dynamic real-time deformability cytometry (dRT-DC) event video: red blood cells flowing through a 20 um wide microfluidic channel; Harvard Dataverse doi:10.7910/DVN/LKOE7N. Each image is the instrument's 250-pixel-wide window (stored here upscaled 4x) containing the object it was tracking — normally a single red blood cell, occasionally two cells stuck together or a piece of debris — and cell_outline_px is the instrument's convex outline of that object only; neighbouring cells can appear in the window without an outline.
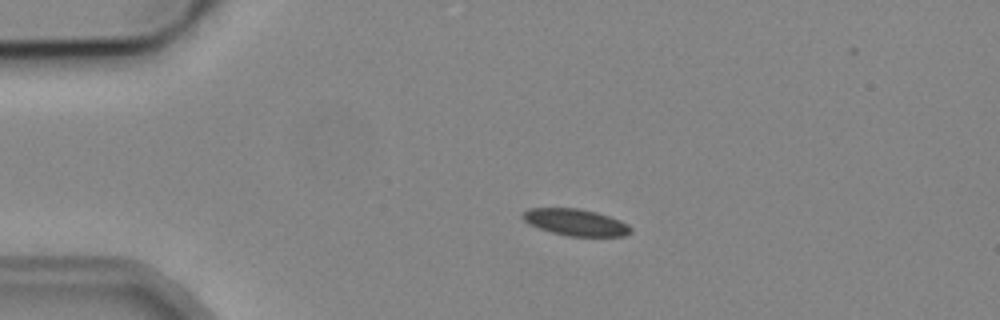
{"species": "common noctule bat (a hibernating species)", "species_latin": "Nyctalus noctula", "temperature_condition": "cold", "stored_images_in_passage": 3, "camera_frame_rate_fps": 3000, "um_per_image_px": 0.085, "animal": {"sex": "male", "body_mass_g": 19.2, "forearm_length_mm": 51.8}, "frame": {"image": 1, "passage_image": 2, "time_ms": 2.0, "image_size_px": [1000, 320], "cell_outline_px": [[632, 232], [624, 236], [568, 236], [552, 232], [528, 224], [520, 216], [528, 208], [576, 208], [596, 212], [620, 220], [628, 224], [632, 228]], "centroid_in_image_um": [48.93, 18.89], "position_along_channel_um": 36.1, "area_um2": 16.76}}
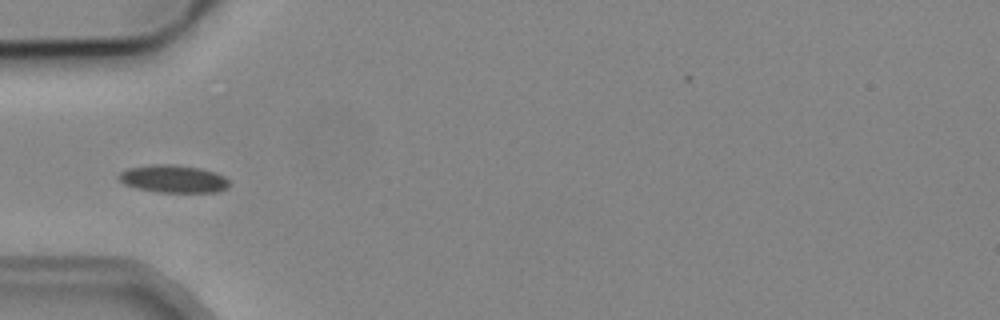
{"frame": {"image": 2, "passage_image": 3, "time_ms": 4.0, "image_size_px": [1000, 320], "cell_outline_px": [[228, 188], [216, 192], [156, 192], [136, 188], [124, 184], [120, 180], [120, 172], [128, 168], [152, 164], [176, 164], [200, 168], [216, 172], [224, 176], [228, 180]], "centroid_in_image_um": [14.75, 15.2], "position_along_channel_um": 70.3, "area_um2": 17.86}}